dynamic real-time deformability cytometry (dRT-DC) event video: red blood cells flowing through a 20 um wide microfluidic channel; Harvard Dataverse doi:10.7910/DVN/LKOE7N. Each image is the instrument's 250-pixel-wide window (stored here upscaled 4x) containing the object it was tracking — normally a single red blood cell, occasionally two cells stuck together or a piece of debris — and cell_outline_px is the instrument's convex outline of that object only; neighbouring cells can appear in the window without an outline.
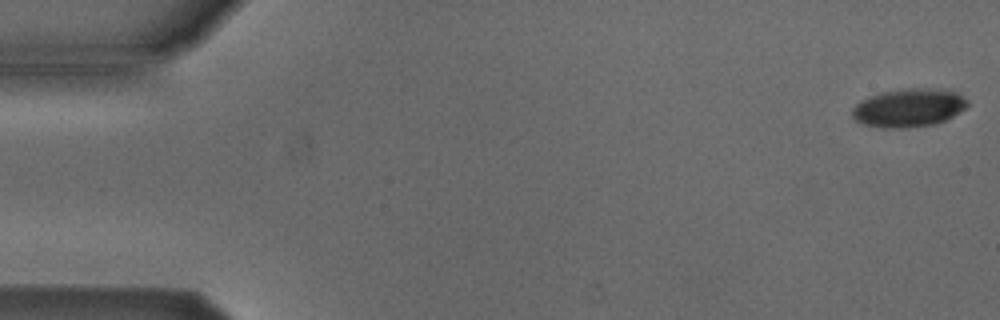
{"species": "Egyptian fruit bat (a non-hibernating species)", "species_latin": "Rousettus aegyptiacus", "temperature_condition": "cold", "stored_images_in_passage": 53, "camera_frame_rate_fps": 3000, "um_per_image_px": 0.085, "animal": {"sex": "male"}, "frame": {"image": 1, "passage_image": 1, "time_ms": 0.0, "image_size_px": [1000, 320], "cell_outline_px": [[968, 104], [960, 112], [936, 124], [908, 128], [884, 128], [864, 124], [856, 120], [852, 116], [852, 108], [860, 100], [868, 96], [884, 92], [908, 88], [924, 88], [956, 92], [968, 100]], "centroid_in_image_um": [77.22, 9.17], "position_along_channel_um": 7.8, "area_um2": 25.61}}
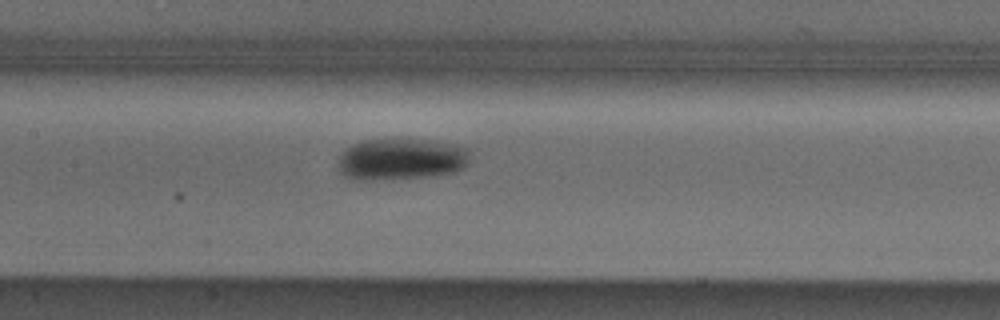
{"frame": {"image": 2, "passage_image": 25, "time_ms": 8.0, "image_size_px": [1000, 320], "cell_outline_px": [[468, 160], [460, 168], [452, 172], [428, 176], [356, 180], [344, 176], [336, 168], [336, 164], [344, 148], [352, 144], [364, 140], [396, 136], [408, 136], [456, 144], [468, 148]], "centroid_in_image_um": [34.02, 13.45], "position_along_channel_um": 173.4, "area_um2": 32.77}}
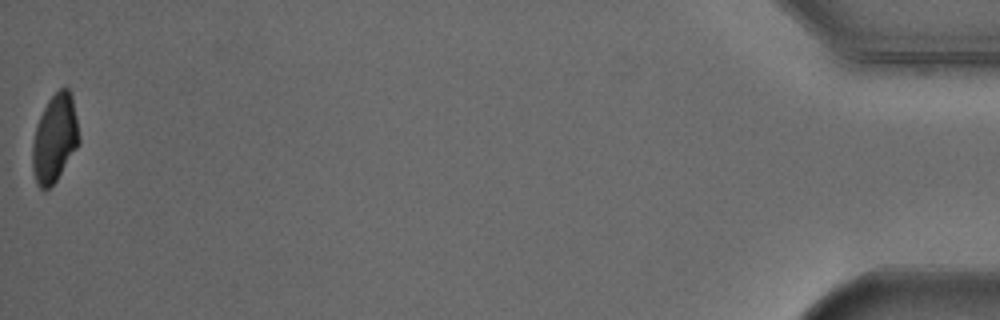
{"frame": {"image": 3, "passage_image": 53, "time_ms": 17.333, "image_size_px": [1000, 320], "cell_outline_px": [[80, 144], [56, 180], [48, 188], [40, 188], [36, 184], [32, 168], [32, 144], [36, 128], [40, 116], [48, 100], [60, 88], [68, 88], [72, 96], [80, 136]], "centroid_in_image_um": [4.66, 11.77], "position_along_channel_um": 430.5, "area_um2": 23.76}, "authors_computed_cell_mechanics": {"area_um2": 27.744, "velocity_mm_per_s": 3.8597, "shape_relaxation_time_tau1_ms": 2.9924, "shape_relaxation_time_tau2_ms": null, "deformation_change_tau1": 0.1218, "deformation_change_tau2": null}}